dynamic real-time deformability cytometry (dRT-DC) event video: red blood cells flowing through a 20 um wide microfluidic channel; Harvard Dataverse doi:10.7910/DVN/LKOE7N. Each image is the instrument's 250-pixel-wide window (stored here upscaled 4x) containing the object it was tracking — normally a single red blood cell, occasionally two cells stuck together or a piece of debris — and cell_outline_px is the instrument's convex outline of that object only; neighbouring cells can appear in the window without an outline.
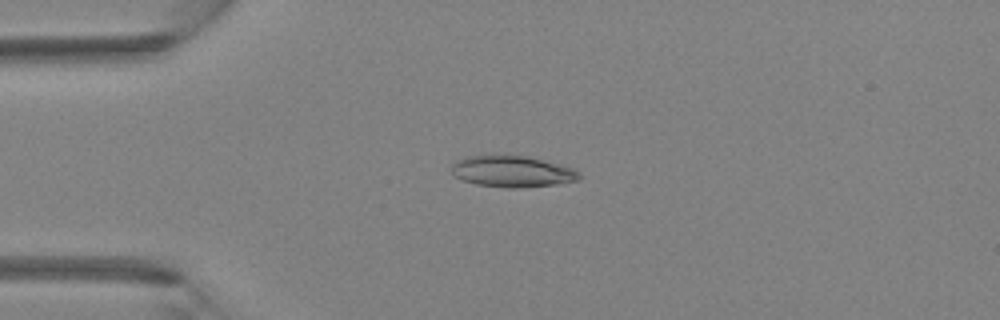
{"species": "Egyptian fruit bat (a non-hibernating species)", "species_latin": "Rousettus aegyptiacus", "temperature_condition": "room temperature", "stored_images_in_passage": 5, "camera_frame_rate_fps": 3000, "um_per_image_px": 0.085, "animal": {"sex": "female"}, "frame": {"image": 1, "passage_image": 4, "time_ms": 1.0, "image_size_px": [1000, 320], "cell_outline_px": [[580, 180], [556, 184], [516, 188], [508, 188], [476, 184], [452, 176], [452, 164], [456, 160], [464, 156], [528, 156], [560, 164], [572, 168], [580, 172]], "centroid_in_image_um": [43.54, 14.58], "position_along_channel_um": 41.5, "area_um2": 23.24}}
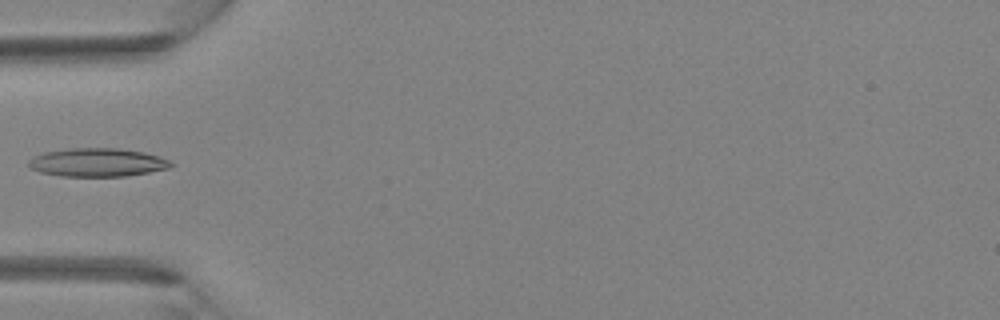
{"frame": {"image": 2, "passage_image": 5, "time_ms": 1.333, "image_size_px": [1000, 320], "cell_outline_px": [[176, 164], [172, 168], [128, 176], [60, 176], [40, 172], [28, 168], [28, 160], [32, 156], [44, 152], [68, 148], [120, 148], [144, 152], [160, 156]], "centroid_in_image_um": [8.29, 13.8], "position_along_channel_um": 76.7, "area_um2": 23.99}}